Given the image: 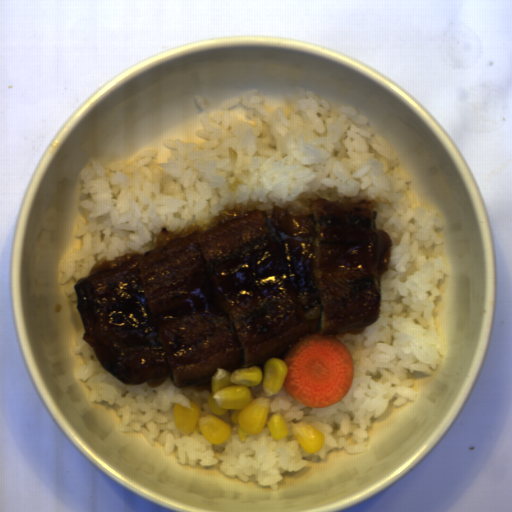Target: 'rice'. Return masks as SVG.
Listing matches in <instances>:
<instances>
[{"mask_svg": "<svg viewBox=\"0 0 512 512\" xmlns=\"http://www.w3.org/2000/svg\"><path fill=\"white\" fill-rule=\"evenodd\" d=\"M258 89L222 101L212 111L207 98L194 95L204 113V143L164 139L175 149L166 164L152 161L158 149L140 150L124 160L92 159L77 177V219L70 246L57 267L71 311L75 355L83 363L76 380L86 386L91 404L117 406V430L136 432L149 447L161 443L164 455L190 465L214 468L240 483L251 480L279 488L284 472L324 465L325 454L342 449L364 454L366 428L393 407L414 401L409 372L433 375L445 361L436 300L439 281L450 276L444 254L445 223L436 208L420 204L398 152L351 104L333 105L312 90L285 99L286 107L267 113ZM346 205L372 201L377 228L391 236L390 268L375 278L381 316L361 334H339L350 350L354 378L335 405L305 406L285 389L275 395L268 416L282 411L287 438L274 440L265 426L259 436L214 445L199 429L189 435L175 428L173 402L190 400L209 412L212 381L177 387L169 377L142 385L121 383L82 339L84 327L73 286L97 270L118 269L156 246L165 227L178 238L201 237L221 223L275 208L290 216L312 213L318 199ZM306 421L324 433V447L306 453L290 423Z\"/></svg>", "mask_w": 512, "mask_h": 512, "instance_id": "obj_1", "label": "rice"}]
</instances>
